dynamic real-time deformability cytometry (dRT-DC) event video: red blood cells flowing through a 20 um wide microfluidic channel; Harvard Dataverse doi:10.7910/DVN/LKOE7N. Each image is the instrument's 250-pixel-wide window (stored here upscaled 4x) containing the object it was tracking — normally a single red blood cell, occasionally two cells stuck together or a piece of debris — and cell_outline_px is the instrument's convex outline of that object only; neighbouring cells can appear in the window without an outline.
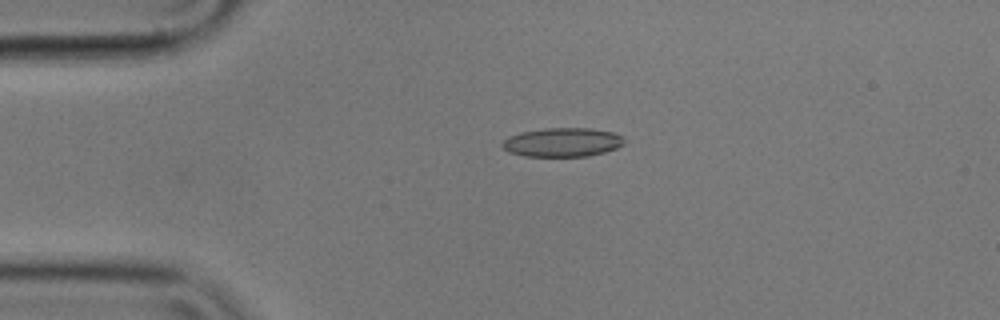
{"species": "common noctule bat (a hibernating species)", "species_latin": "Nyctalus noctula", "temperature_condition": "cold", "stored_images_in_passage": 3, "camera_frame_rate_fps": 3000, "um_per_image_px": 0.085, "animal": {"sex": "male", "body_mass_g": 17.9}, "frame": {"image": 1, "passage_image": 2, "time_ms": 0.333, "image_size_px": [1000, 320], "cell_outline_px": [[624, 144], [616, 148], [604, 152], [588, 156], [524, 156], [508, 152], [500, 144], [508, 136], [520, 132], [544, 128], [592, 128], [612, 132], [624, 136]], "centroid_in_image_um": [47.8, 12.08], "position_along_channel_um": 37.2, "area_um2": 20.69}}